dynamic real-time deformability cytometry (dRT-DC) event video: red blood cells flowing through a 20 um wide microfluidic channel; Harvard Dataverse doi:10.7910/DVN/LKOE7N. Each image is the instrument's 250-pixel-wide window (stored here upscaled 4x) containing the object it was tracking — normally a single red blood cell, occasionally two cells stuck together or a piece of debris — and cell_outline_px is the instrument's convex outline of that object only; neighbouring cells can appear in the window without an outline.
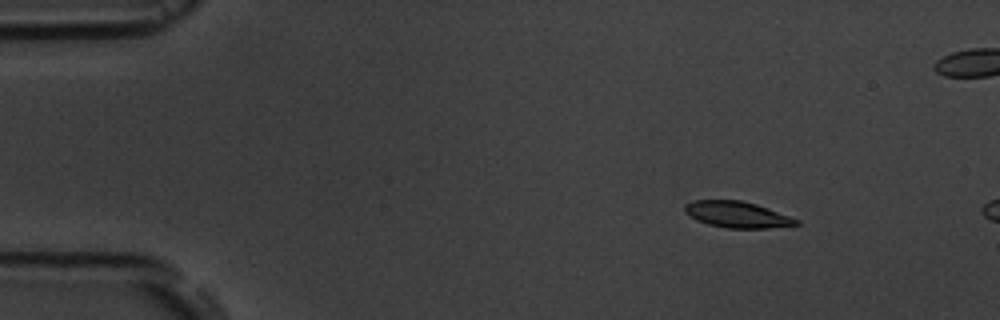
{"species": "common noctule bat (a hibernating species)", "species_latin": "Nyctalus noctula", "temperature_condition": "room temperature", "stored_images_in_passage": 5, "camera_frame_rate_fps": 3000, "um_per_image_px": 0.085, "animal": {"sex": "male", "body_mass_g": 19.5, "forearm_length_mm": 54.6}, "frame": {"image": 1, "passage_image": 3, "time_ms": 2.333, "image_size_px": [1000, 320], "cell_outline_px": [[800, 224], [768, 228], [728, 228], [708, 224], [696, 220], [688, 216], [684, 212], [684, 204], [692, 200], [740, 200], [756, 204], [800, 220]], "centroid_in_image_um": [62.61, 18.23], "position_along_channel_um": 22.4, "area_um2": 17.05}}